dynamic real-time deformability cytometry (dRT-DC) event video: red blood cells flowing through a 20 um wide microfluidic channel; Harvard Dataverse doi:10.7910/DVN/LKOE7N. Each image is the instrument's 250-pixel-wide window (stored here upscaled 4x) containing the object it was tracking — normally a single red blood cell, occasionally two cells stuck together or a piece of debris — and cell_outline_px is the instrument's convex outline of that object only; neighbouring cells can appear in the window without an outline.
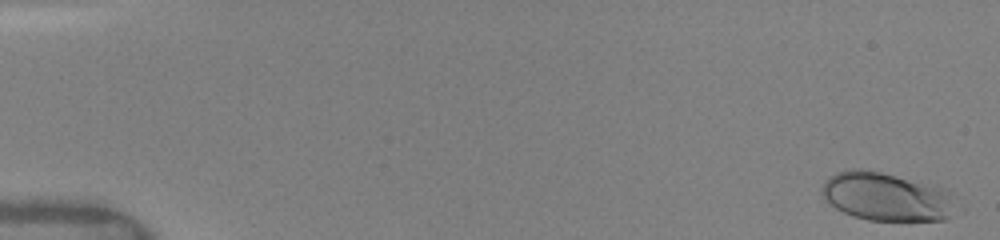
{"species": "human", "species_latin": "Homo sapiens", "temperature_condition": "warm", "stored_images_in_passage": 12, "camera_frame_rate_fps": 3000, "um_per_image_px": 0.085, "donor": {"sex": "female"}, "frame": {"image": 1, "passage_image": 1, "time_ms": 0.0, "image_size_px": [1000, 240], "cell_outline_px": [[952, 192], [948, 220], [868, 220], [852, 216], [828, 204], [820, 196], [820, 188], [824, 180], [836, 172], [848, 168], [860, 168], [920, 180], [936, 184]], "centroid_in_image_um": [75.25, 16.68], "position_along_channel_um": 9.7, "area_um2": 38.21}}
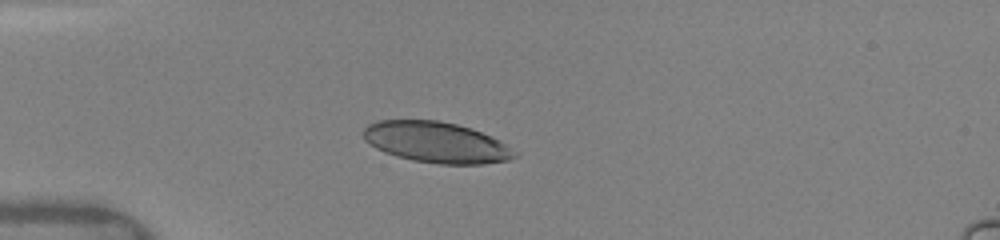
{"frame": {"image": 2, "passage_image": 11, "time_ms": 4.333, "image_size_px": [1000, 240], "cell_outline_px": [[520, 152], [516, 156], [508, 160], [484, 164], [440, 164], [412, 160], [396, 156], [384, 152], [376, 148], [364, 140], [364, 128], [368, 124], [380, 120], [436, 120], [456, 124], [472, 128], [492, 136]], "centroid_in_image_um": [37.12, 12.1], "position_along_channel_um": 47.9, "area_um2": 36.18}}